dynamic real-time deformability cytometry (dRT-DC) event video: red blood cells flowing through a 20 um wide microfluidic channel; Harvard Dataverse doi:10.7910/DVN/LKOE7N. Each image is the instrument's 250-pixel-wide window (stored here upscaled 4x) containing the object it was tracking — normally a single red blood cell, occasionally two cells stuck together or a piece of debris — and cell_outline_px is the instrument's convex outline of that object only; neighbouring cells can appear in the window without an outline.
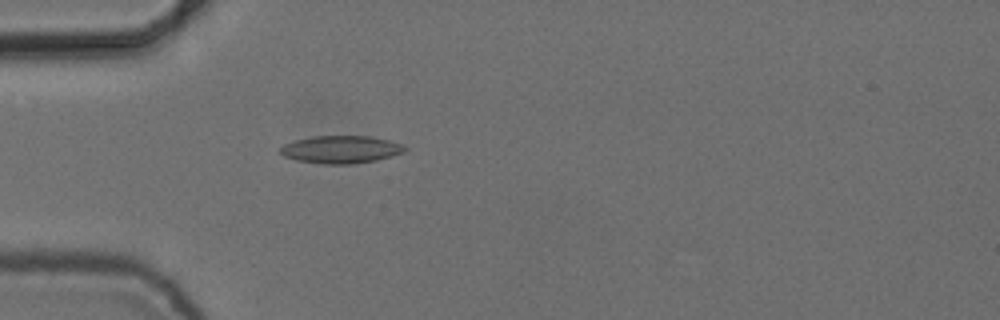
{"species": "common noctule bat (a hibernating species)", "species_latin": "Nyctalus noctula", "temperature_condition": "cold", "stored_images_in_passage": 5, "camera_frame_rate_fps": 3000, "um_per_image_px": 0.085, "animal": {"sex": "female", "body_mass_g": 24.6, "forearm_length_mm": 56.2}, "frame": {"image": 1, "passage_image": 5, "time_ms": 1.333, "image_size_px": [1000, 320], "cell_outline_px": [[408, 148], [404, 152], [392, 156], [376, 160], [352, 164], [324, 164], [296, 160], [284, 156], [280, 152], [280, 148], [284, 144], [296, 140], [312, 136], [372, 136], [404, 144]], "centroid_in_image_um": [29.01, 12.7], "position_along_channel_um": 56.0, "area_um2": 20.11}}